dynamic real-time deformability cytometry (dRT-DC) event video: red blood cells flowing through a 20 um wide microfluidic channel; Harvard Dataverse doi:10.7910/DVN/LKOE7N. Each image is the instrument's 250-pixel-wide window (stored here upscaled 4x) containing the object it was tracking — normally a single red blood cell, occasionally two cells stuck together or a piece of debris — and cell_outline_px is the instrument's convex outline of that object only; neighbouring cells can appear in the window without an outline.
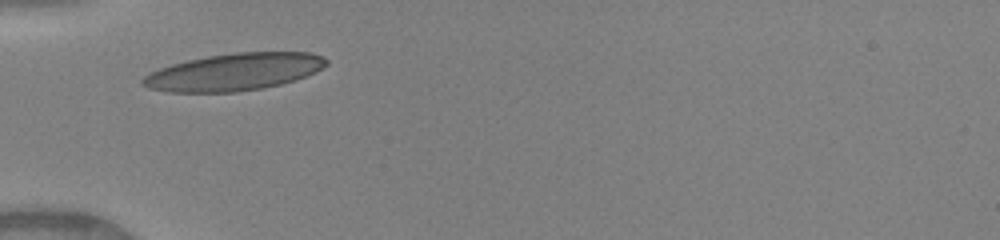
{"species": "human", "species_latin": "Homo sapiens", "temperature_condition": "warm", "stored_images_in_passage": 29, "camera_frame_rate_fps": 3000, "um_per_image_px": 0.085, "donor": {"sex": "female"}, "frame": {"image": 1, "passage_image": 1, "time_ms": 0.0, "image_size_px": [1000, 240], "cell_outline_px": [[328, 64], [316, 72], [296, 80], [280, 84], [260, 88], [236, 92], [168, 92], [148, 88], [140, 84], [140, 80], [148, 72], [172, 64], [188, 60], [208, 56], [236, 52], [312, 52], [324, 56], [328, 60]], "centroid_in_image_um": [19.9, 6.11], "position_along_channel_um": 65.1, "area_um2": 40.0}}
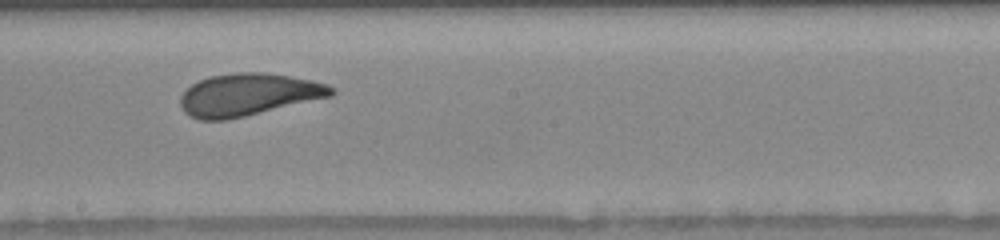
{"frame": {"image": 2, "passage_image": 13, "time_ms": 4.0, "image_size_px": [1000, 240], "cell_outline_px": [[336, 92], [332, 96], [228, 120], [200, 120], [188, 116], [184, 112], [180, 104], [180, 96], [192, 84], [208, 76], [236, 72], [264, 72], [312, 80], [328, 84], [336, 88]], "centroid_in_image_um": [21.11, 8.04], "position_along_channel_um": 227.1, "area_um2": 37.4}}
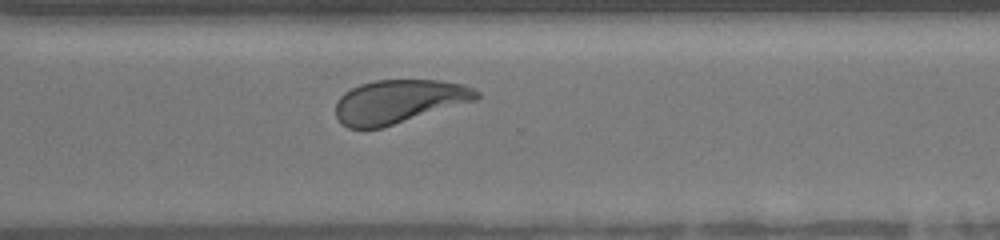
{"frame": {"image": 3, "passage_image": 21, "time_ms": 6.667, "image_size_px": [1000, 240], "cell_outline_px": [[480, 96], [476, 100], [380, 128], [348, 128], [340, 124], [336, 116], [336, 100], [344, 92], [360, 84], [376, 80], [440, 80], [464, 84], [480, 92]], "centroid_in_image_um": [33.88, 8.62], "position_along_channel_um": 336.7, "area_um2": 35.66}, "authors_computed_cell_mechanics": {"area_um2": 37.0498, "velocity_mm_per_s": 4.1241, "shape_relaxation_time_tau1_ms": 3.7209, "shape_relaxation_time_tau2_ms": 0.975, "deformation_change_tau1": 0.1561, "deformation_change_tau2": 0.075}}